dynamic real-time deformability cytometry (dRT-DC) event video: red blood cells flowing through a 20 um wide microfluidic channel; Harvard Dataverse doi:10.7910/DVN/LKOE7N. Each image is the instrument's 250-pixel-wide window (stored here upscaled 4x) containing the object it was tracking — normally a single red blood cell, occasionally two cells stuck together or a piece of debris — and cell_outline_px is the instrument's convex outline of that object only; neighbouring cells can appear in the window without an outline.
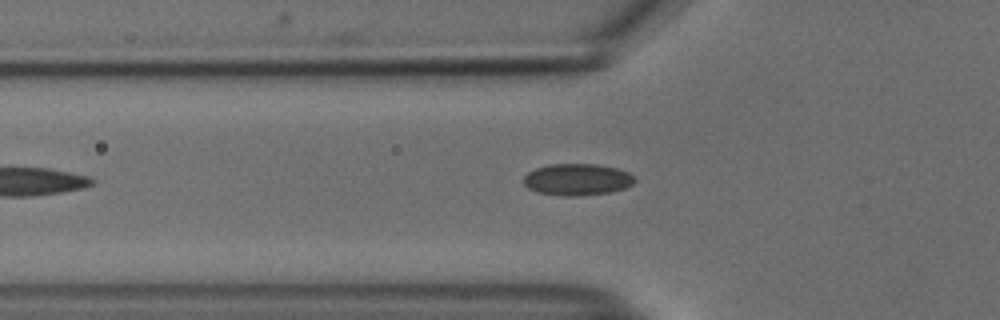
{"species": "common noctule bat (a hibernating species)", "species_latin": "Nyctalus noctula", "temperature_condition": "cold", "stored_images_in_passage": 44, "camera_frame_rate_fps": 3000, "um_per_image_px": 0.085, "animal": {"sex": "male", "body_mass_g": 18.8}, "frame": {"image": 1, "passage_image": 9, "time_ms": 2.667, "image_size_px": [1000, 320], "cell_outline_px": [[636, 180], [632, 184], [624, 188], [612, 192], [576, 196], [568, 196], [536, 192], [528, 188], [524, 184], [524, 176], [528, 172], [536, 168], [548, 164], [596, 164], [616, 168], [628, 172]], "centroid_in_image_um": [49.05, 15.26], "position_along_channel_um": 76.7, "area_um2": 20.46}}
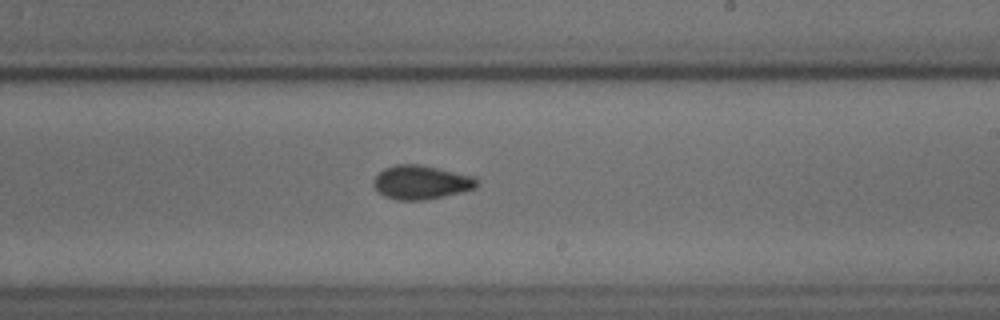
{"frame": {"image": 2, "passage_image": 23, "time_ms": 7.333, "image_size_px": [1000, 320], "cell_outline_px": [[476, 188], [428, 200], [396, 200], [384, 196], [376, 192], [372, 184], [372, 180], [384, 168], [396, 164], [420, 164], [476, 176]], "centroid_in_image_um": [35.75, 15.5], "position_along_channel_um": 253.2, "area_um2": 20.63}}
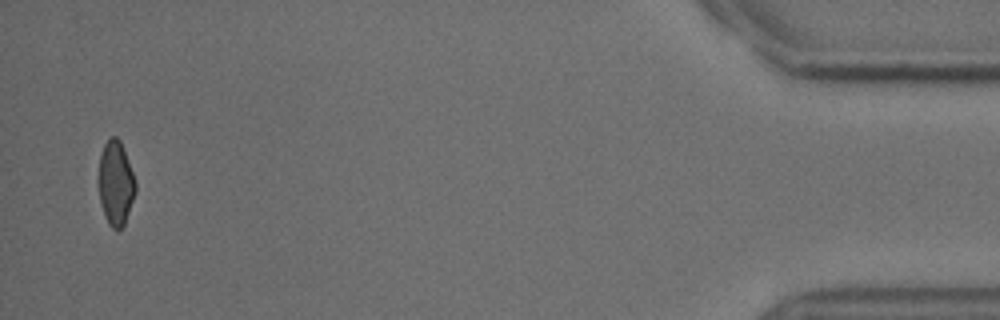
{"frame": {"image": 3, "passage_image": 43, "time_ms": 14.0, "image_size_px": [1000, 320], "cell_outline_px": [[136, 192], [124, 224], [116, 232], [108, 224], [104, 216], [100, 204], [96, 180], [100, 156], [104, 144], [112, 136], [116, 136], [120, 140], [136, 180]], "centroid_in_image_um": [9.8, 15.59], "position_along_channel_um": 425.4, "area_um2": 18.67}}